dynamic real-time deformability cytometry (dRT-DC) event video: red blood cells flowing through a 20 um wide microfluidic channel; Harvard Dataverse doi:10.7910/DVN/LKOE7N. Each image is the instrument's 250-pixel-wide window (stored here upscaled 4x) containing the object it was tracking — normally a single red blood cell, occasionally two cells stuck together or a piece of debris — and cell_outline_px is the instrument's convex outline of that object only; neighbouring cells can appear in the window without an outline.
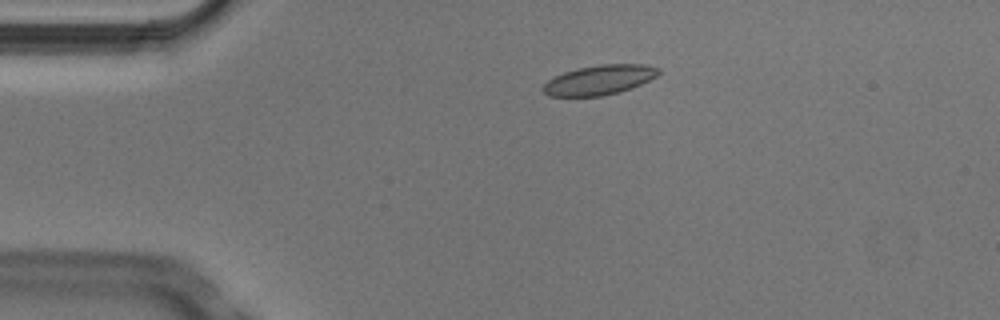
{"species": "Egyptian fruit bat (a non-hibernating species)", "species_latin": "Rousettus aegyptiacus", "temperature_condition": "cold", "stored_images_in_passage": 3, "camera_frame_rate_fps": 3000, "um_per_image_px": 0.085, "animal": {"sex": "male"}, "frame": {"image": 1, "passage_image": 2, "time_ms": 0.333, "image_size_px": [1000, 320], "cell_outline_px": [[660, 72], [656, 76], [632, 88], [620, 92], [600, 96], [548, 96], [544, 92], [544, 84], [548, 80], [564, 72], [580, 68], [600, 64], [644, 64], [660, 68]], "centroid_in_image_um": [50.97, 6.79], "position_along_channel_um": 34.0, "area_um2": 19.77}}